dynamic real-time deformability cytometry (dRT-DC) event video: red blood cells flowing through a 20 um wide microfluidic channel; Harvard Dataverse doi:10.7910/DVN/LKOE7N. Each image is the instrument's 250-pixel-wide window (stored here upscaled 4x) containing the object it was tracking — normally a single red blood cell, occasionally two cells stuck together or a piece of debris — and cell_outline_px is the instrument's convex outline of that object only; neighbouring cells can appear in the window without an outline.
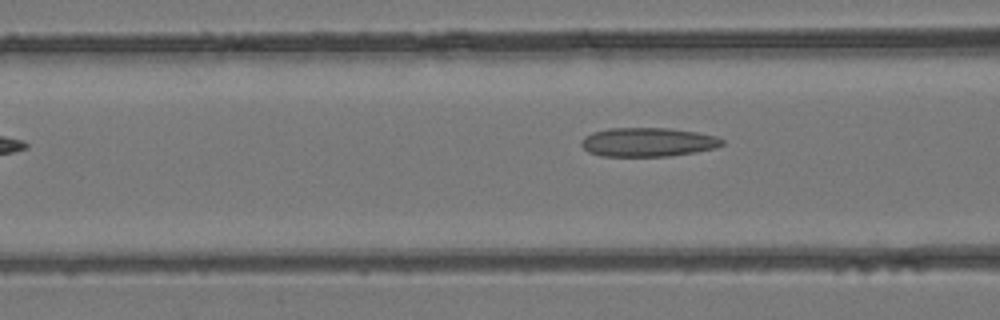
{"species": "common noctule bat (a hibernating species)", "species_latin": "Nyctalus noctula", "temperature_condition": "room temperature", "stored_images_in_passage": 5, "camera_frame_rate_fps": 3000, "um_per_image_px": 0.085, "animal": {"sex": "female", "body_mass_g": 24.6, "forearm_length_mm": 56.2}, "frame": {"image": 1, "passage_image": 4, "time_ms": 1.0, "image_size_px": [1000, 320], "cell_outline_px": [[724, 144], [716, 148], [696, 152], [672, 156], [600, 156], [588, 152], [580, 144], [580, 140], [584, 136], [592, 132], [608, 128], [668, 128], [696, 132], [716, 136], [724, 140]], "centroid_in_image_um": [55.05, 12.08], "position_along_channel_um": 111.5, "area_um2": 23.99}}
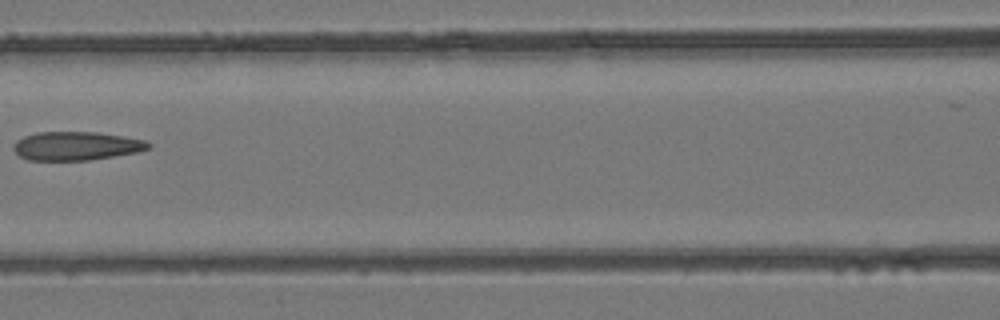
{"frame": {"image": 2, "passage_image": 5, "time_ms": 1.333, "image_size_px": [1000, 320], "cell_outline_px": [[152, 144], [148, 148], [136, 152], [88, 160], [28, 160], [20, 156], [12, 148], [16, 140], [24, 136], [36, 132], [96, 132], [144, 140]], "centroid_in_image_um": [6.43, 12.4], "position_along_channel_um": 160.2, "area_um2": 22.25}}